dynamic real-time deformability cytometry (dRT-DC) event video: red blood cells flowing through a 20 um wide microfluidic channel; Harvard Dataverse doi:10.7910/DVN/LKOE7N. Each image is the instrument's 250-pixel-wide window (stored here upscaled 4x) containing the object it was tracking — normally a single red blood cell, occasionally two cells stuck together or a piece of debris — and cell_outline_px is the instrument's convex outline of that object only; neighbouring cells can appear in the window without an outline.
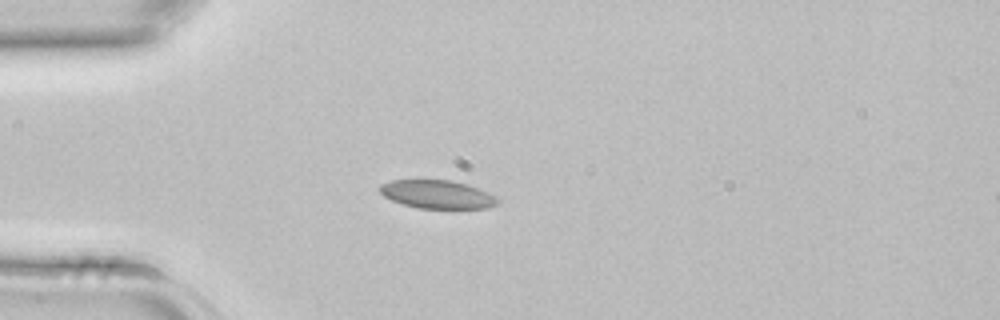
{"species": "common noctule bat (a hibernating species)", "species_latin": "Nyctalus noctula", "temperature_condition": "room temperature", "stored_images_in_passage": 3, "camera_frame_rate_fps": 3000, "um_per_image_px": 0.085, "animal": {"sex": "female", "body_mass_g": 22.7, "forearm_length_mm": 54.2}, "frame": {"image": 1, "passage_image": 3, "time_ms": 0.667, "image_size_px": [1000, 320], "cell_outline_px": [[500, 200], [496, 204], [488, 208], [416, 208], [392, 200], [384, 196], [380, 192], [380, 184], [392, 180], [452, 180], [468, 184], [488, 192]], "centroid_in_image_um": [37.17, 16.51], "position_along_channel_um": 47.8, "area_um2": 19.36}}